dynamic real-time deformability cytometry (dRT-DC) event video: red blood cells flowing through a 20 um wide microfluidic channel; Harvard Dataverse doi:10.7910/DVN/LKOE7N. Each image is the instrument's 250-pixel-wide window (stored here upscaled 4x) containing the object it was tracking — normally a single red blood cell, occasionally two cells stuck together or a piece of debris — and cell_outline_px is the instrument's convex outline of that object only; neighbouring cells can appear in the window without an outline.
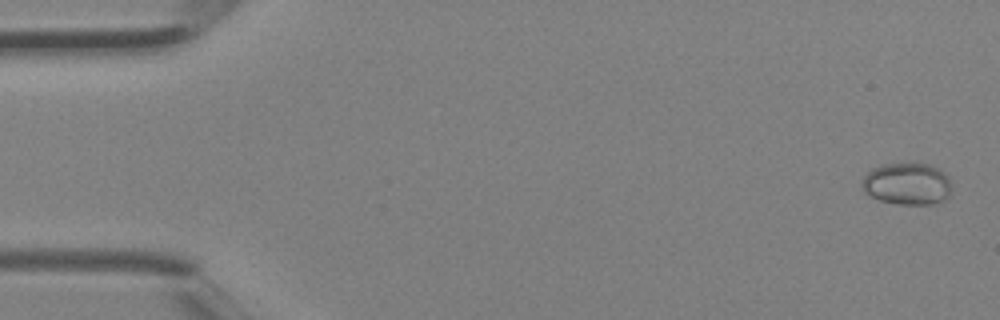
{"species": "Egyptian fruit bat (a non-hibernating species)", "species_latin": "Rousettus aegyptiacus", "temperature_condition": "room temperature", "stored_images_in_passage": 5, "camera_frame_rate_fps": 3000, "um_per_image_px": 0.085, "animal": {"sex": "female"}, "frame": {"image": 1, "passage_image": 1, "time_ms": 0.0, "image_size_px": [1000, 320], "cell_outline_px": [[948, 196], [944, 200], [932, 204], [896, 204], [880, 200], [864, 192], [860, 184], [864, 176], [872, 168], [884, 164], [916, 160], [940, 168], [948, 176]], "centroid_in_image_um": [77.07, 15.57], "position_along_channel_um": 7.9, "area_um2": 22.37}}